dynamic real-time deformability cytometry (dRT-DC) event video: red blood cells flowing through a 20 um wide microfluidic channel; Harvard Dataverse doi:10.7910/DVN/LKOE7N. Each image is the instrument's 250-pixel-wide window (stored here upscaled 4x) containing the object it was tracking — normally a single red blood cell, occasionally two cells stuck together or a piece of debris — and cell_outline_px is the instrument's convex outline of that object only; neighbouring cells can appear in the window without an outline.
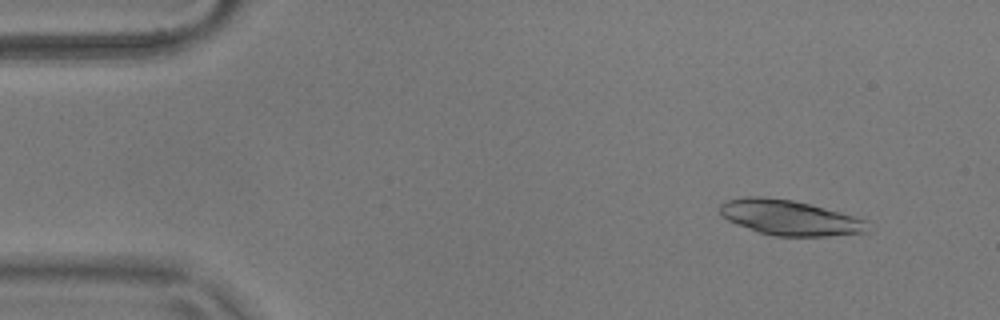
{"species": "common noctule bat (a hibernating species)", "species_latin": "Nyctalus noctula", "temperature_condition": "warm", "stored_images_in_passage": 52, "camera_frame_rate_fps": 3000, "um_per_image_px": 0.085, "animal": {"sex": "male", "body_mass_g": 17.9}, "frame": {"image": 1, "passage_image": 4, "time_ms": 1.0, "image_size_px": [1000, 320], "cell_outline_px": [[868, 232], [828, 236], [772, 236], [736, 224], [728, 220], [720, 212], [720, 204], [724, 200], [744, 196], [764, 196], [792, 200], [812, 204], [868, 220]], "centroid_in_image_um": [67.12, 18.49], "position_along_channel_um": 17.9, "area_um2": 30.46}}